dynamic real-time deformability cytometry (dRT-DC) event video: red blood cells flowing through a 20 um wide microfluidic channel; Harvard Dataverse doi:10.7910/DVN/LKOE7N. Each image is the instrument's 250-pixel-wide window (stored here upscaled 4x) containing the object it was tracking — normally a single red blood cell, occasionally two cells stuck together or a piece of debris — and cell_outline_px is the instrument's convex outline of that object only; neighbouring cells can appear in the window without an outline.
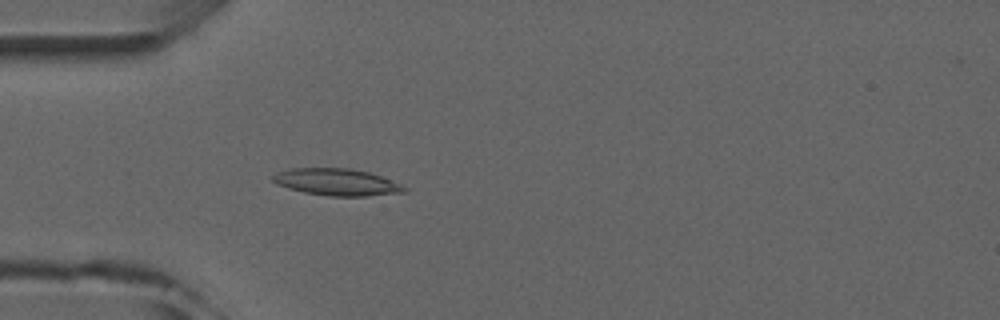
{"species": "common noctule bat (a hibernating species)", "species_latin": "Nyctalus noctula", "temperature_condition": "room temperature", "stored_images_in_passage": 3, "camera_frame_rate_fps": 3000, "um_per_image_px": 0.085, "animal": {"sex": "male", "forearm_length_mm": 52.5}, "frame": {"image": 1, "passage_image": 3, "time_ms": 2.333, "image_size_px": [1000, 320], "cell_outline_px": [[408, 192], [368, 196], [328, 196], [304, 192], [288, 188], [276, 184], [272, 180], [272, 176], [276, 172], [288, 168], [348, 168], [368, 172], [380, 176], [400, 184], [408, 188]], "centroid_in_image_um": [28.61, 15.48], "position_along_channel_um": 56.4, "area_um2": 20.69}}